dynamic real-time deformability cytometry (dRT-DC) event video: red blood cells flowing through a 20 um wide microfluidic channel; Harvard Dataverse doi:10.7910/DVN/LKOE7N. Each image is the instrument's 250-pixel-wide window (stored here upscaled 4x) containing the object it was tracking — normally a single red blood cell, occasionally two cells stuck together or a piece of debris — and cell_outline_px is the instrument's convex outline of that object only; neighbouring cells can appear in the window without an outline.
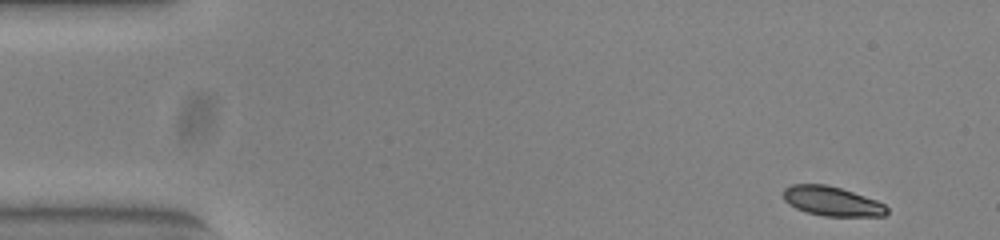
{"species": "common noctule bat (a hibernating species)", "species_latin": "Nyctalus noctula", "temperature_condition": "warm", "stored_images_in_passage": 50, "camera_frame_rate_fps": 3000, "um_per_image_px": 0.085, "animal": {"sex": "female", "body_mass_g": 23.0, "forearm_length_mm": 53.4}, "frame": {"image": 1, "passage_image": 1, "time_ms": 0.0, "image_size_px": [1000, 240], "cell_outline_px": [[888, 212], [884, 216], [824, 216], [808, 212], [796, 208], [788, 204], [784, 200], [784, 188], [792, 184], [824, 184], [840, 188], [876, 200], [884, 204], [888, 208]], "centroid_in_image_um": [70.71, 17.1], "position_along_channel_um": 14.3, "area_um2": 17.63}}
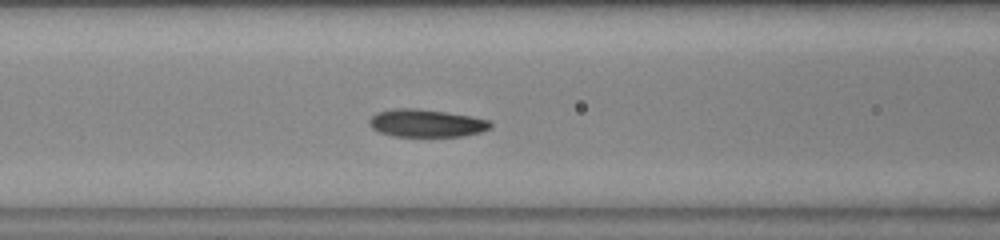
{"frame": {"image": 2, "passage_image": 19, "time_ms": 6.0, "image_size_px": [1000, 240], "cell_outline_px": [[492, 128], [480, 132], [460, 136], [392, 136], [380, 132], [372, 128], [368, 124], [368, 120], [376, 112], [392, 108], [416, 108], [448, 112], [472, 116], [488, 120], [492, 124]], "centroid_in_image_um": [36.21, 10.46], "position_along_channel_um": 130.4, "area_um2": 19.71}}
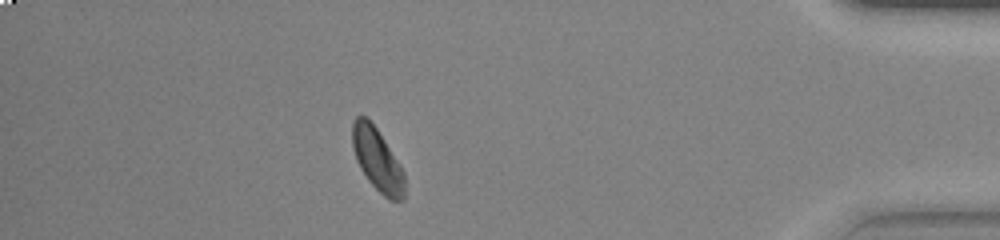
{"frame": {"image": 3, "passage_image": 44, "time_ms": 14.333, "image_size_px": [1000, 240], "cell_outline_px": [[404, 200], [388, 200], [368, 180], [360, 168], [356, 160], [352, 148], [352, 124], [356, 116], [368, 116], [400, 164], [404, 172]], "centroid_in_image_um": [32.05, 13.56], "position_along_channel_um": 403.1, "area_um2": 19.07}, "authors_computed_cell_mechanics": {"area_um2": 19.3341, "velocity_mm_per_s": 3.845, "shape_relaxation_time_tau1_ms": 2.4642, "shape_relaxation_time_tau2_ms": null, "deformation_change_tau1": 0.0836, "deformation_change_tau2": null}}